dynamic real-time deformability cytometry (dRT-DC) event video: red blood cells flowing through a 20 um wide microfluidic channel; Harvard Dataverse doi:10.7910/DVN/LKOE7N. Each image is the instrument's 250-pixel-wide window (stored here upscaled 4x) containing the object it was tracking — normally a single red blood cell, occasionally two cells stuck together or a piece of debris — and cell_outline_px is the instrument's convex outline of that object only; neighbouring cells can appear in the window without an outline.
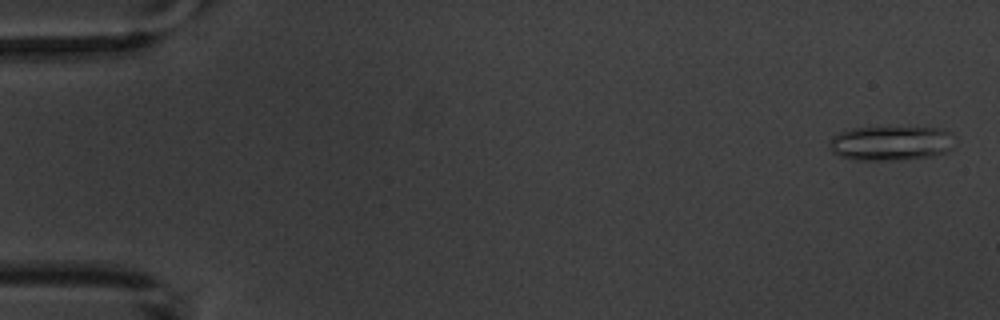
{"species": "common noctule bat (a hibernating species)", "species_latin": "Nyctalus noctula", "temperature_condition": "warm", "stored_images_in_passage": 6, "camera_frame_rate_fps": 3000, "um_per_image_px": 0.085, "animal": {"sex": "male", "body_mass_g": 20.1, "forearm_length_mm": 53.5}, "frame": {"image": 1, "passage_image": 1, "time_ms": 0.0, "image_size_px": [1000, 320], "cell_outline_px": [[952, 148], [948, 152], [932, 156], [896, 160], [856, 160], [840, 156], [832, 152], [828, 144], [828, 140], [832, 136], [840, 132], [852, 128], [944, 128], [952, 132]], "centroid_in_image_um": [75.71, 12.18], "position_along_channel_um": 9.3, "area_um2": 25.32}}